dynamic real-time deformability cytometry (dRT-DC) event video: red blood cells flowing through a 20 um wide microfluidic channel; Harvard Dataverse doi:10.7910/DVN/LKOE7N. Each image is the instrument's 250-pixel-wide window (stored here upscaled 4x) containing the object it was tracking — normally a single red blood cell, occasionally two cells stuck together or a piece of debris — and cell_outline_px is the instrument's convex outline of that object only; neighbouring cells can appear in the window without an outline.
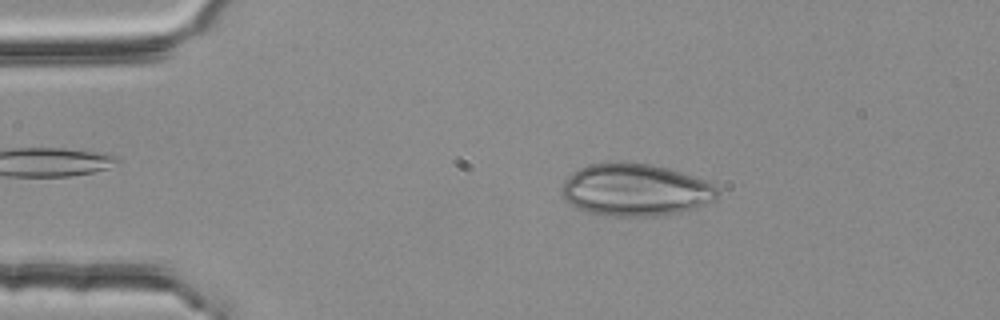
{"species": "common noctule bat (a hibernating species)", "species_latin": "Nyctalus noctula", "temperature_condition": "room temperature", "stored_images_in_passage": 45, "camera_frame_rate_fps": 3000, "um_per_image_px": 0.085, "animal": {"sex": "female", "body_mass_g": 25.1}, "frame": {"image": 1, "passage_image": 9, "time_ms": 2.667, "image_size_px": [1000, 320], "cell_outline_px": [[720, 192], [716, 200], [696, 208], [680, 212], [660, 216], [612, 216], [584, 212], [576, 208], [564, 200], [560, 196], [560, 188], [572, 172], [580, 168], [592, 164], [608, 160], [624, 160], [652, 164], [668, 168], [704, 180], [720, 188]], "centroid_in_image_um": [53.98, 16.13], "position_along_channel_um": 31.0, "area_um2": 48.55}}
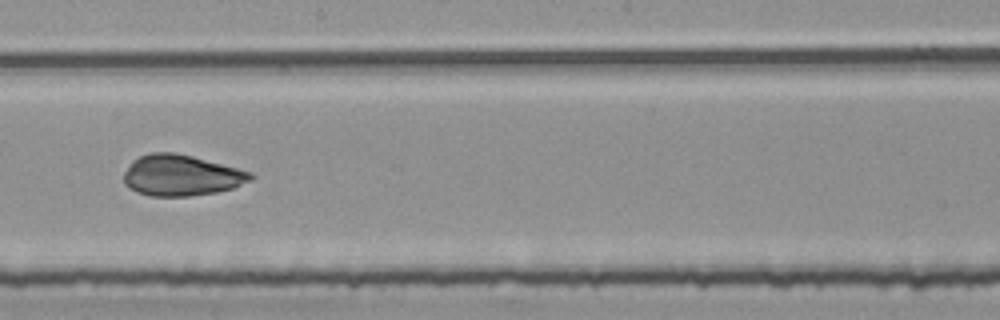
{"frame": {"image": 2, "passage_image": 29, "time_ms": 9.333, "image_size_px": [1000, 320], "cell_outline_px": [[256, 176], [252, 180], [232, 188], [216, 192], [188, 196], [148, 196], [136, 192], [128, 188], [124, 184], [124, 172], [132, 160], [140, 156], [152, 152], [176, 152], [192, 156], [252, 172]], "centroid_in_image_um": [15.39, 14.91], "position_along_channel_um": 232.8, "area_um2": 30.4}}
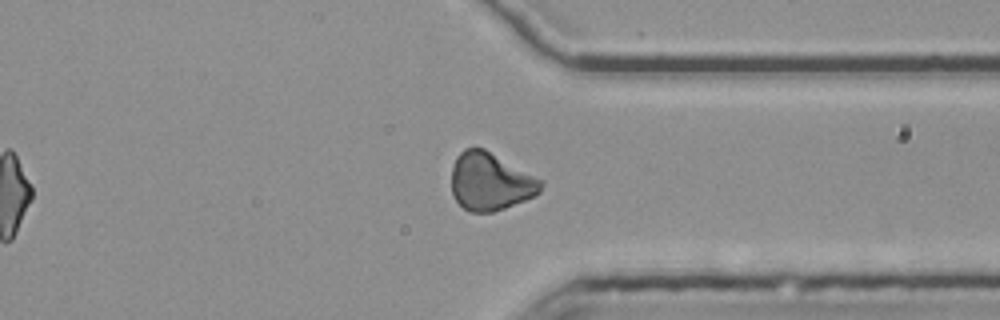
{"frame": {"image": 3, "passage_image": 40, "time_ms": 13.0, "image_size_px": [1000, 320], "cell_outline_px": [[544, 184], [540, 192], [524, 200], [504, 208], [492, 212], [468, 212], [452, 196], [452, 164], [456, 156], [464, 148], [484, 148], [544, 180]], "centroid_in_image_um": [41.67, 15.42], "position_along_channel_um": 369.7, "area_um2": 30.23}}